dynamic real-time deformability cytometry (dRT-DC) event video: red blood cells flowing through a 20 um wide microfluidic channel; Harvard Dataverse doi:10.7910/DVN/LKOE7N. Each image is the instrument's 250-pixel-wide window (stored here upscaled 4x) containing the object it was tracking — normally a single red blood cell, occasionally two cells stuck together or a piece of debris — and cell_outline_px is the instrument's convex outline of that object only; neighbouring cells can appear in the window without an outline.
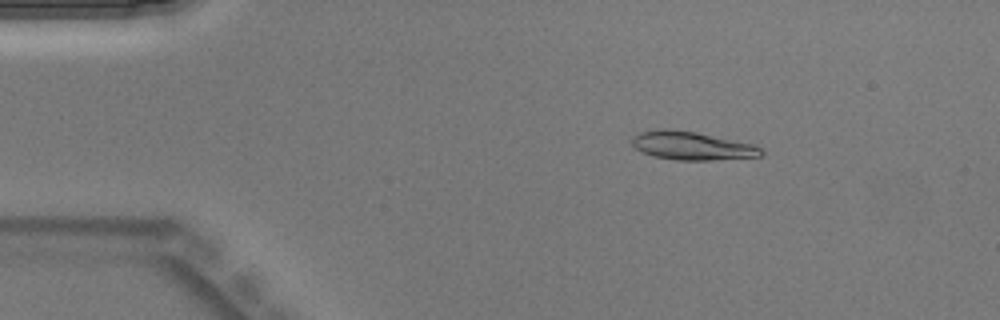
{"species": "Egyptian fruit bat (a non-hibernating species)", "species_latin": "Rousettus aegyptiacus", "temperature_condition": "warm", "stored_images_in_passage": 38, "camera_frame_rate_fps": 3000, "um_per_image_px": 0.085, "animal": {"sex": "male"}, "frame": {"image": 1, "passage_image": 1, "time_ms": 0.0, "image_size_px": [1000, 320], "cell_outline_px": [[764, 156], [712, 160], [676, 160], [652, 156], [640, 152], [632, 144], [632, 136], [636, 132], [656, 128], [672, 128], [696, 132], [752, 144], [760, 148], [764, 152]], "centroid_in_image_um": [58.74, 12.38], "position_along_channel_um": 26.3, "area_um2": 21.68}}
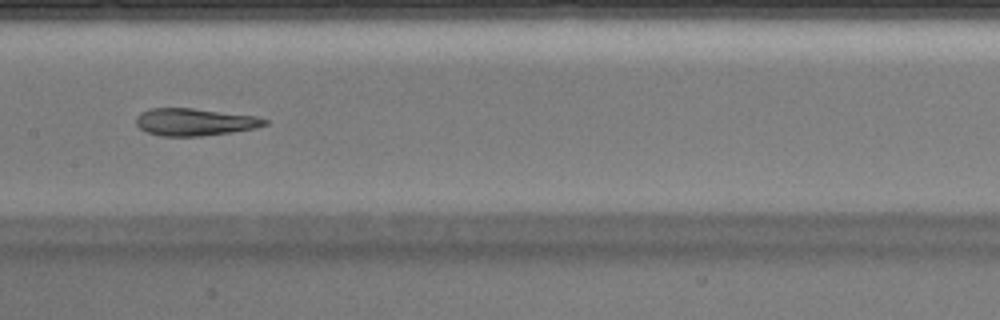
{"frame": {"image": 2, "passage_image": 16, "time_ms": 5.0, "image_size_px": [1000, 320], "cell_outline_px": [[268, 124], [256, 128], [232, 132], [200, 136], [160, 136], [148, 132], [140, 128], [136, 124], [136, 116], [140, 112], [152, 108], [192, 108], [256, 116], [268, 120]], "centroid_in_image_um": [16.54, 10.37], "position_along_channel_um": 190.9, "area_um2": 20.46}}
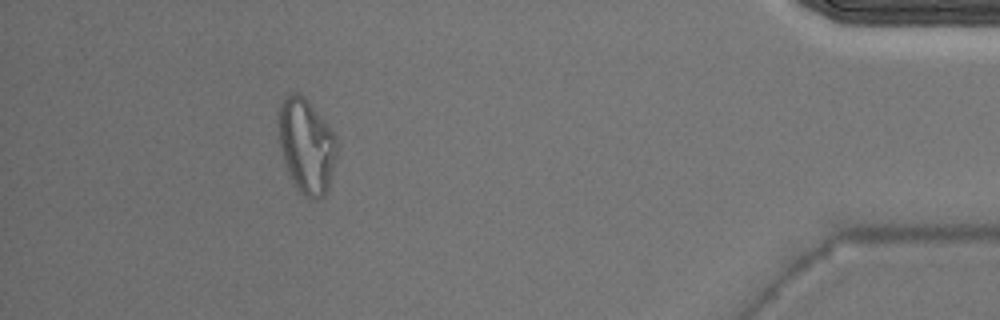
{"frame": {"image": 3, "passage_image": 34, "time_ms": 11.0, "image_size_px": [1000, 320], "cell_outline_px": [[336, 156], [328, 188], [324, 196], [316, 200], [312, 200], [304, 196], [296, 188], [292, 180], [276, 140], [276, 120], [280, 104], [292, 92], [300, 92], [304, 96], [336, 136]], "centroid_in_image_um": [25.99, 12.39], "position_along_channel_um": 409.2, "area_um2": 32.48}}